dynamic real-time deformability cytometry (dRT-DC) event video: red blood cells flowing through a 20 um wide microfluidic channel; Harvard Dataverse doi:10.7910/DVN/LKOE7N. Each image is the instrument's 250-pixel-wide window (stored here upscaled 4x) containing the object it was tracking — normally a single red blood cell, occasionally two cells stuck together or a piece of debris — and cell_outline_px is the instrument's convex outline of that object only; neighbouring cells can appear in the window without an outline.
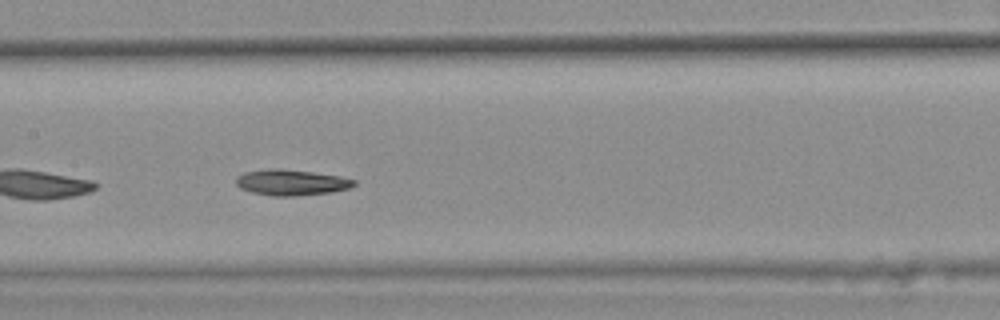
{"species": "common noctule bat (a hibernating species)", "species_latin": "Nyctalus noctula", "temperature_condition": "warm", "stored_images_in_passage": 32, "camera_frame_rate_fps": 3000, "um_per_image_px": 0.085, "animal": {"sex": "female", "body_mass_g": 25.1}, "frame": {"image": 1, "passage_image": 14, "time_ms": 4.333, "image_size_px": [1000, 320], "cell_outline_px": [[356, 184], [348, 188], [332, 192], [300, 196], [272, 196], [252, 192], [240, 188], [236, 184], [236, 176], [244, 172], [268, 168], [312, 172], [340, 176], [356, 180]], "centroid_in_image_um": [24.75, 15.51], "position_along_channel_um": 182.7, "area_um2": 17.74}, "authors_computed_cell_mechanics": {"area_um2": 17.5134, "velocity_mm_per_s": 3.8144, "shape_relaxation_time_tau1_ms": 8.0816, "shape_relaxation_time_tau2_ms": null, "deformation_change_tau1": 0.1551, "deformation_change_tau2": null}}